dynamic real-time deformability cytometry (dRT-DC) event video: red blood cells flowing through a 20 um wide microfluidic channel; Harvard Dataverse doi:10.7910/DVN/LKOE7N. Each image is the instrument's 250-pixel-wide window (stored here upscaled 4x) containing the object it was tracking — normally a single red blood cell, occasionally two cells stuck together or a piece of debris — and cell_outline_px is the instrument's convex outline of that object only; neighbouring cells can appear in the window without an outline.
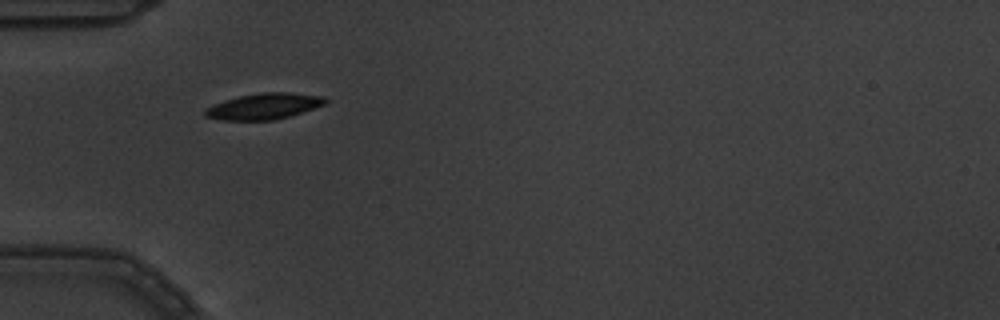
{"species": "common noctule bat (a hibernating species)", "species_latin": "Nyctalus noctula", "temperature_condition": "warm", "stored_images_in_passage": 5, "camera_frame_rate_fps": 3000, "um_per_image_px": 0.085, "animal": {"sex": "male", "body_mass_g": 19.5, "forearm_length_mm": 54.6}, "frame": {"image": 1, "passage_image": 4, "time_ms": 1.0, "image_size_px": [1000, 320], "cell_outline_px": [[328, 100], [324, 104], [288, 116], [272, 120], [220, 120], [204, 116], [204, 108], [224, 100], [240, 96], [260, 92], [288, 92], [324, 96]], "centroid_in_image_um": [22.38, 9.02], "position_along_channel_um": 62.6, "area_um2": 18.09}}